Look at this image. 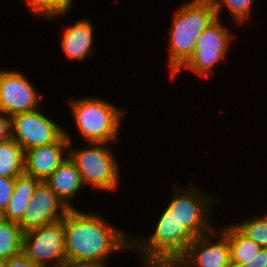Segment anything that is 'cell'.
Segmentation results:
<instances>
[{
  "mask_svg": "<svg viewBox=\"0 0 267 267\" xmlns=\"http://www.w3.org/2000/svg\"><path fill=\"white\" fill-rule=\"evenodd\" d=\"M118 228L96 212L70 209L64 218L66 267H107L115 252L131 250V238Z\"/></svg>",
  "mask_w": 267,
  "mask_h": 267,
  "instance_id": "1",
  "label": "cell"
},
{
  "mask_svg": "<svg viewBox=\"0 0 267 267\" xmlns=\"http://www.w3.org/2000/svg\"><path fill=\"white\" fill-rule=\"evenodd\" d=\"M157 267H176L175 265L157 266Z\"/></svg>",
  "mask_w": 267,
  "mask_h": 267,
  "instance_id": "27",
  "label": "cell"
},
{
  "mask_svg": "<svg viewBox=\"0 0 267 267\" xmlns=\"http://www.w3.org/2000/svg\"><path fill=\"white\" fill-rule=\"evenodd\" d=\"M232 267H267V248H262L258 255L249 263L231 265Z\"/></svg>",
  "mask_w": 267,
  "mask_h": 267,
  "instance_id": "26",
  "label": "cell"
},
{
  "mask_svg": "<svg viewBox=\"0 0 267 267\" xmlns=\"http://www.w3.org/2000/svg\"><path fill=\"white\" fill-rule=\"evenodd\" d=\"M25 152L12 138L0 142V176L16 178L25 173Z\"/></svg>",
  "mask_w": 267,
  "mask_h": 267,
  "instance_id": "18",
  "label": "cell"
},
{
  "mask_svg": "<svg viewBox=\"0 0 267 267\" xmlns=\"http://www.w3.org/2000/svg\"><path fill=\"white\" fill-rule=\"evenodd\" d=\"M23 235L21 227L0 216V260H6L22 253Z\"/></svg>",
  "mask_w": 267,
  "mask_h": 267,
  "instance_id": "19",
  "label": "cell"
},
{
  "mask_svg": "<svg viewBox=\"0 0 267 267\" xmlns=\"http://www.w3.org/2000/svg\"><path fill=\"white\" fill-rule=\"evenodd\" d=\"M69 210L49 186L41 181L18 224L25 233L43 225L63 220Z\"/></svg>",
  "mask_w": 267,
  "mask_h": 267,
  "instance_id": "12",
  "label": "cell"
},
{
  "mask_svg": "<svg viewBox=\"0 0 267 267\" xmlns=\"http://www.w3.org/2000/svg\"><path fill=\"white\" fill-rule=\"evenodd\" d=\"M156 223L155 230L147 238L131 237V250L141 255L144 267L175 265L195 237L166 207Z\"/></svg>",
  "mask_w": 267,
  "mask_h": 267,
  "instance_id": "3",
  "label": "cell"
},
{
  "mask_svg": "<svg viewBox=\"0 0 267 267\" xmlns=\"http://www.w3.org/2000/svg\"><path fill=\"white\" fill-rule=\"evenodd\" d=\"M227 238L230 247L231 265L245 264L252 261L262 247L246 236L234 223L219 229Z\"/></svg>",
  "mask_w": 267,
  "mask_h": 267,
  "instance_id": "17",
  "label": "cell"
},
{
  "mask_svg": "<svg viewBox=\"0 0 267 267\" xmlns=\"http://www.w3.org/2000/svg\"><path fill=\"white\" fill-rule=\"evenodd\" d=\"M41 109L11 116L12 139L25 151L57 142L65 128L47 117Z\"/></svg>",
  "mask_w": 267,
  "mask_h": 267,
  "instance_id": "9",
  "label": "cell"
},
{
  "mask_svg": "<svg viewBox=\"0 0 267 267\" xmlns=\"http://www.w3.org/2000/svg\"><path fill=\"white\" fill-rule=\"evenodd\" d=\"M0 267H4V266H3V261H2V260H0Z\"/></svg>",
  "mask_w": 267,
  "mask_h": 267,
  "instance_id": "28",
  "label": "cell"
},
{
  "mask_svg": "<svg viewBox=\"0 0 267 267\" xmlns=\"http://www.w3.org/2000/svg\"><path fill=\"white\" fill-rule=\"evenodd\" d=\"M168 37V67L172 77L193 55L197 38L217 19L210 0H192L174 11Z\"/></svg>",
  "mask_w": 267,
  "mask_h": 267,
  "instance_id": "2",
  "label": "cell"
},
{
  "mask_svg": "<svg viewBox=\"0 0 267 267\" xmlns=\"http://www.w3.org/2000/svg\"><path fill=\"white\" fill-rule=\"evenodd\" d=\"M15 178L0 176V216L6 210L7 204L14 193Z\"/></svg>",
  "mask_w": 267,
  "mask_h": 267,
  "instance_id": "23",
  "label": "cell"
},
{
  "mask_svg": "<svg viewBox=\"0 0 267 267\" xmlns=\"http://www.w3.org/2000/svg\"><path fill=\"white\" fill-rule=\"evenodd\" d=\"M75 0H25L29 12L42 19L57 18L68 14ZM69 11V12H68Z\"/></svg>",
  "mask_w": 267,
  "mask_h": 267,
  "instance_id": "20",
  "label": "cell"
},
{
  "mask_svg": "<svg viewBox=\"0 0 267 267\" xmlns=\"http://www.w3.org/2000/svg\"><path fill=\"white\" fill-rule=\"evenodd\" d=\"M69 104L77 133L86 143L113 144L119 140L118 134L125 110L93 96L72 100L70 98Z\"/></svg>",
  "mask_w": 267,
  "mask_h": 267,
  "instance_id": "4",
  "label": "cell"
},
{
  "mask_svg": "<svg viewBox=\"0 0 267 267\" xmlns=\"http://www.w3.org/2000/svg\"><path fill=\"white\" fill-rule=\"evenodd\" d=\"M173 196L166 207L172 212V215L184 225V227L195 237L198 238L213 231L216 227L213 226L210 220L212 211V203L218 204L219 200L213 199L210 194L201 191L194 183L189 184V187H179L173 184ZM177 186V187H176ZM214 200V201H213Z\"/></svg>",
  "mask_w": 267,
  "mask_h": 267,
  "instance_id": "6",
  "label": "cell"
},
{
  "mask_svg": "<svg viewBox=\"0 0 267 267\" xmlns=\"http://www.w3.org/2000/svg\"><path fill=\"white\" fill-rule=\"evenodd\" d=\"M87 18L77 20L72 26H67L62 32L61 48L70 60L83 61L95 53L94 28Z\"/></svg>",
  "mask_w": 267,
  "mask_h": 267,
  "instance_id": "14",
  "label": "cell"
},
{
  "mask_svg": "<svg viewBox=\"0 0 267 267\" xmlns=\"http://www.w3.org/2000/svg\"><path fill=\"white\" fill-rule=\"evenodd\" d=\"M4 267H38L23 253L3 260Z\"/></svg>",
  "mask_w": 267,
  "mask_h": 267,
  "instance_id": "24",
  "label": "cell"
},
{
  "mask_svg": "<svg viewBox=\"0 0 267 267\" xmlns=\"http://www.w3.org/2000/svg\"><path fill=\"white\" fill-rule=\"evenodd\" d=\"M44 182L69 209H75L72 200L85 187L76 164L69 156Z\"/></svg>",
  "mask_w": 267,
  "mask_h": 267,
  "instance_id": "15",
  "label": "cell"
},
{
  "mask_svg": "<svg viewBox=\"0 0 267 267\" xmlns=\"http://www.w3.org/2000/svg\"><path fill=\"white\" fill-rule=\"evenodd\" d=\"M40 96L30 79L18 70L0 69V111L8 116L36 110Z\"/></svg>",
  "mask_w": 267,
  "mask_h": 267,
  "instance_id": "10",
  "label": "cell"
},
{
  "mask_svg": "<svg viewBox=\"0 0 267 267\" xmlns=\"http://www.w3.org/2000/svg\"><path fill=\"white\" fill-rule=\"evenodd\" d=\"M234 224L262 248H267V214L257 215Z\"/></svg>",
  "mask_w": 267,
  "mask_h": 267,
  "instance_id": "22",
  "label": "cell"
},
{
  "mask_svg": "<svg viewBox=\"0 0 267 267\" xmlns=\"http://www.w3.org/2000/svg\"><path fill=\"white\" fill-rule=\"evenodd\" d=\"M216 9L217 18H221L220 13L225 6V9L230 13V16L236 24L245 23L252 16V7L255 0H210Z\"/></svg>",
  "mask_w": 267,
  "mask_h": 267,
  "instance_id": "21",
  "label": "cell"
},
{
  "mask_svg": "<svg viewBox=\"0 0 267 267\" xmlns=\"http://www.w3.org/2000/svg\"><path fill=\"white\" fill-rule=\"evenodd\" d=\"M69 143L64 134L55 143L25 151V174L45 181L69 156Z\"/></svg>",
  "mask_w": 267,
  "mask_h": 267,
  "instance_id": "13",
  "label": "cell"
},
{
  "mask_svg": "<svg viewBox=\"0 0 267 267\" xmlns=\"http://www.w3.org/2000/svg\"><path fill=\"white\" fill-rule=\"evenodd\" d=\"M41 181L27 174L15 178L14 193L9 200L2 218L18 223L26 211L37 185Z\"/></svg>",
  "mask_w": 267,
  "mask_h": 267,
  "instance_id": "16",
  "label": "cell"
},
{
  "mask_svg": "<svg viewBox=\"0 0 267 267\" xmlns=\"http://www.w3.org/2000/svg\"><path fill=\"white\" fill-rule=\"evenodd\" d=\"M216 238V239H215ZM176 267H232L228 238L217 228L195 238Z\"/></svg>",
  "mask_w": 267,
  "mask_h": 267,
  "instance_id": "11",
  "label": "cell"
},
{
  "mask_svg": "<svg viewBox=\"0 0 267 267\" xmlns=\"http://www.w3.org/2000/svg\"><path fill=\"white\" fill-rule=\"evenodd\" d=\"M64 219L27 231L22 253L38 267H66Z\"/></svg>",
  "mask_w": 267,
  "mask_h": 267,
  "instance_id": "8",
  "label": "cell"
},
{
  "mask_svg": "<svg viewBox=\"0 0 267 267\" xmlns=\"http://www.w3.org/2000/svg\"><path fill=\"white\" fill-rule=\"evenodd\" d=\"M65 136L70 141L69 157L76 164L84 186L91 185L108 193L117 191L121 181L120 165L107 143L87 142L86 147L76 149L71 145L73 138L67 131Z\"/></svg>",
  "mask_w": 267,
  "mask_h": 267,
  "instance_id": "5",
  "label": "cell"
},
{
  "mask_svg": "<svg viewBox=\"0 0 267 267\" xmlns=\"http://www.w3.org/2000/svg\"><path fill=\"white\" fill-rule=\"evenodd\" d=\"M12 138L11 116L0 111V142Z\"/></svg>",
  "mask_w": 267,
  "mask_h": 267,
  "instance_id": "25",
  "label": "cell"
},
{
  "mask_svg": "<svg viewBox=\"0 0 267 267\" xmlns=\"http://www.w3.org/2000/svg\"><path fill=\"white\" fill-rule=\"evenodd\" d=\"M234 34L217 18L197 38L194 53L190 59L171 77L179 75L182 69L192 71L199 77H209L214 74L217 64L225 61Z\"/></svg>",
  "mask_w": 267,
  "mask_h": 267,
  "instance_id": "7",
  "label": "cell"
}]
</instances>
